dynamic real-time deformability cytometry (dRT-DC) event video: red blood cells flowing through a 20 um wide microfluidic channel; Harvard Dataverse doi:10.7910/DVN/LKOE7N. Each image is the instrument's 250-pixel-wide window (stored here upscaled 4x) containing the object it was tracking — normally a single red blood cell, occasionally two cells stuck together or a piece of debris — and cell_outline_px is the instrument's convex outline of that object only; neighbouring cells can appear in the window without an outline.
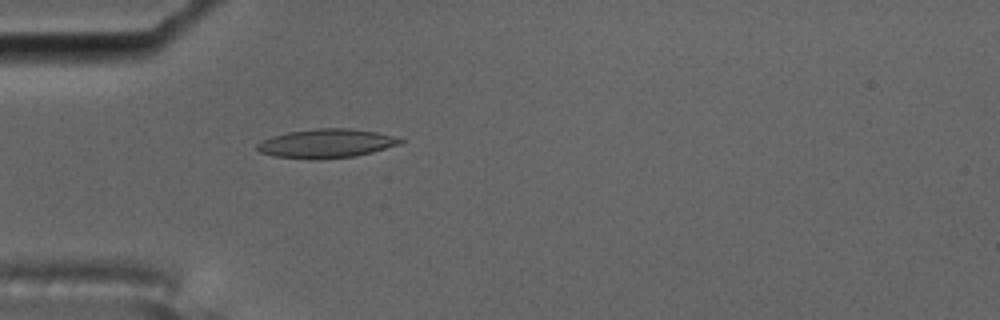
{"species": "common noctule bat (a hibernating species)", "species_latin": "Nyctalus noctula", "temperature_condition": "cold", "stored_images_in_passage": 5, "camera_frame_rate_fps": 3000, "um_per_image_px": 0.085, "animal": {"sex": "male", "body_mass_g": 17.5, "forearm_length_mm": 52.3}, "frame": {"image": 1, "passage_image": 5, "time_ms": 1.333, "image_size_px": [1000, 320], "cell_outline_px": [[404, 140], [400, 144], [372, 152], [356, 156], [316, 160], [272, 156], [260, 152], [256, 148], [256, 144], [272, 136], [288, 132], [316, 128], [348, 128], [376, 132]], "centroid_in_image_um": [27.69, 12.2], "position_along_channel_um": 57.3, "area_um2": 24.04}}